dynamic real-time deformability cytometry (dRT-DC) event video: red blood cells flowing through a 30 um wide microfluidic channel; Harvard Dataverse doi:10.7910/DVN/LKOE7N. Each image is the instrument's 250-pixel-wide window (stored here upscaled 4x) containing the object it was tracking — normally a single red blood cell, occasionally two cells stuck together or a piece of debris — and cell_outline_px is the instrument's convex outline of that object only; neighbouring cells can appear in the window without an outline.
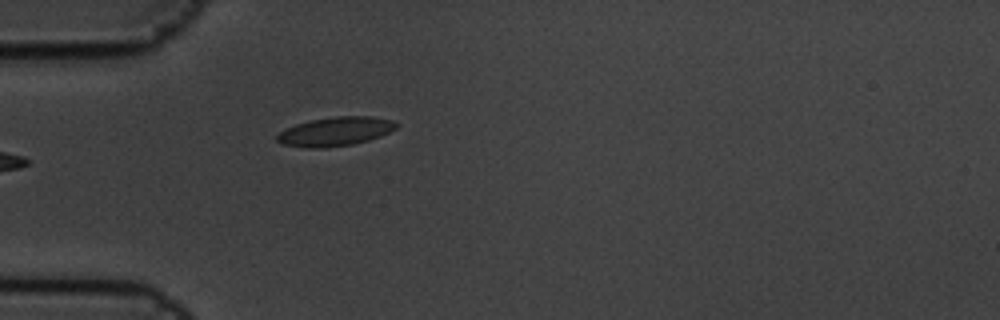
{"species": "common noctule bat (a hibernating species)", "species_latin": "Nyctalus noctula", "temperature_condition": "cold", "stored_images_in_passage": 6, "camera_frame_rate_fps": 3000, "um_per_image_px": 0.085, "animal": {"sex": "male", "body_mass_g": 19.5, "forearm_length_mm": 54.6}, "frame": {"image": 1, "passage_image": 6, "time_ms": 1.667, "image_size_px": [1000, 320], "cell_outline_px": [[400, 124], [396, 128], [380, 136], [368, 140], [352, 144], [324, 148], [304, 148], [284, 144], [276, 140], [276, 136], [280, 132], [296, 124], [312, 120], [336, 116], [372, 116], [392, 120]], "centroid_in_image_um": [28.52, 11.17], "position_along_channel_um": 56.5, "area_um2": 20.0}}